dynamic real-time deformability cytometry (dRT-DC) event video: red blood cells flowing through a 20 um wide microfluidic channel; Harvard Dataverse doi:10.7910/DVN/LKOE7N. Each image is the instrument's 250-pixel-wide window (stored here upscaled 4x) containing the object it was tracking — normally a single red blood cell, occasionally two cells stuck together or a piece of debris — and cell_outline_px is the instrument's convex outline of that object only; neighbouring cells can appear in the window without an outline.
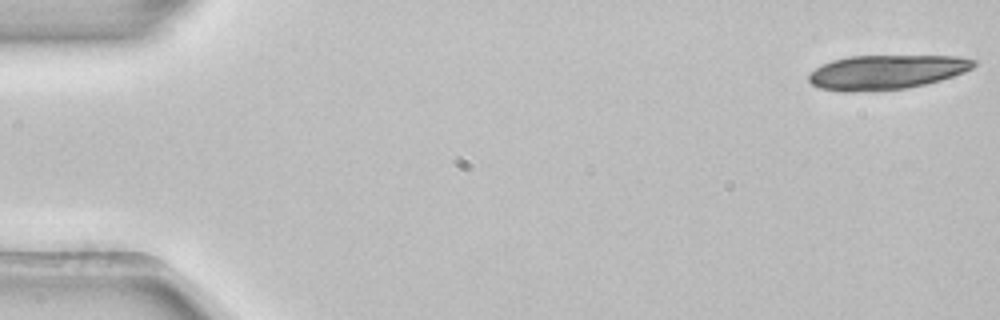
{"species": "common noctule bat (a hibernating species)", "species_latin": "Nyctalus noctula", "temperature_condition": "room temperature", "stored_images_in_passage": 5, "camera_frame_rate_fps": 3000, "um_per_image_px": 0.085, "animal": {"sex": "female", "body_mass_g": 22.7, "forearm_length_mm": 54.2}, "frame": {"image": 1, "passage_image": 1, "time_ms": 0.0, "image_size_px": [1000, 320], "cell_outline_px": [[976, 64], [972, 68], [964, 72], [940, 80], [908, 88], [876, 92], [840, 92], [820, 88], [812, 84], [808, 80], [808, 76], [816, 68], [832, 60], [848, 56], [956, 56], [976, 60]], "centroid_in_image_um": [75.32, 6.15], "position_along_channel_um": 9.7, "area_um2": 33.29}}
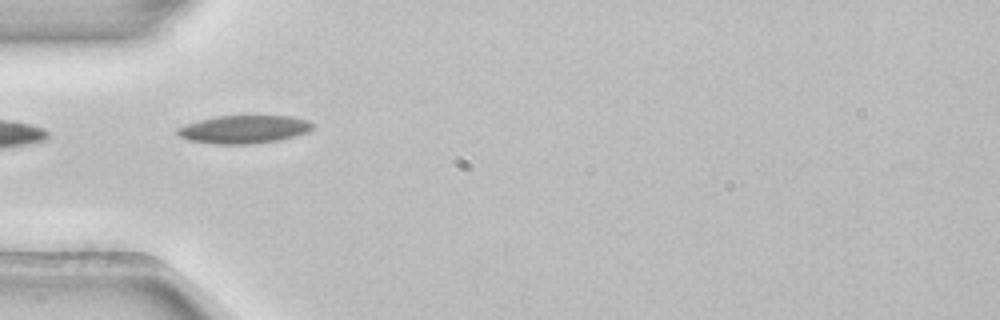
{"frame": {"image": 2, "passage_image": 4, "time_ms": 1.0, "image_size_px": [1000, 320], "cell_outline_px": [[312, 128], [308, 132], [276, 140], [252, 144], [216, 144], [188, 140], [180, 136], [176, 132], [176, 128], [200, 120], [216, 116], [292, 116], [308, 120], [312, 124]], "centroid_in_image_um": [20.72, 10.99], "position_along_channel_um": 64.3, "area_um2": 21.85}}